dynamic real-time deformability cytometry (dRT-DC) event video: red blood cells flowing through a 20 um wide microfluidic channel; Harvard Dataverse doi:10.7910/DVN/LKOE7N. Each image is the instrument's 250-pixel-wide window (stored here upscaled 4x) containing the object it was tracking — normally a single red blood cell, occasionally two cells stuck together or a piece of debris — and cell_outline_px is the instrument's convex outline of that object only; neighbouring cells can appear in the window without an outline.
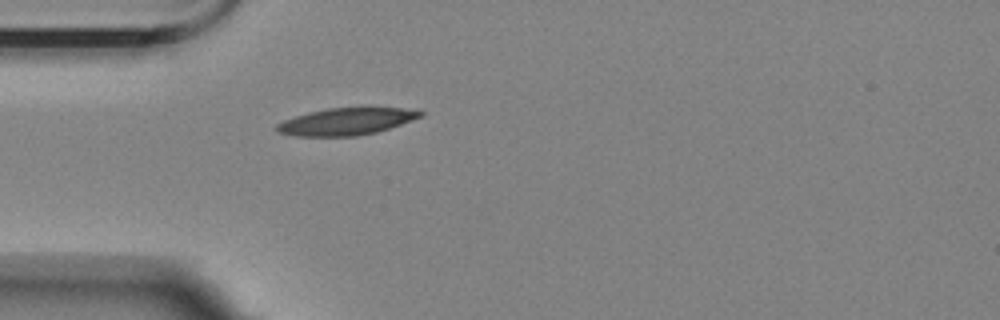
{"species": "Egyptian fruit bat (a non-hibernating species)", "species_latin": "Rousettus aegyptiacus", "temperature_condition": "room temperature", "stored_images_in_passage": 1, "camera_frame_rate_fps": 3000, "um_per_image_px": 0.085, "animal": {"sex": "female"}, "frame": {"image": 1, "passage_image": 1, "time_ms": 0.0, "image_size_px": [1000, 320], "cell_outline_px": [[424, 116], [376, 132], [356, 136], [296, 136], [276, 132], [272, 128], [276, 124], [284, 120], [308, 112], [328, 108], [416, 108], [424, 112]], "centroid_in_image_um": [29.42, 10.32], "position_along_channel_um": 55.6, "area_um2": 22.72}}